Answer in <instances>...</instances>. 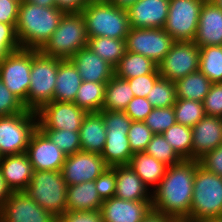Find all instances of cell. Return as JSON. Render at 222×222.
<instances>
[{
	"label": "cell",
	"mask_w": 222,
	"mask_h": 222,
	"mask_svg": "<svg viewBox=\"0 0 222 222\" xmlns=\"http://www.w3.org/2000/svg\"><path fill=\"white\" fill-rule=\"evenodd\" d=\"M199 164L198 160L183 159L168 166L164 177L152 191V210L185 221L190 214L194 175Z\"/></svg>",
	"instance_id": "obj_1"
},
{
	"label": "cell",
	"mask_w": 222,
	"mask_h": 222,
	"mask_svg": "<svg viewBox=\"0 0 222 222\" xmlns=\"http://www.w3.org/2000/svg\"><path fill=\"white\" fill-rule=\"evenodd\" d=\"M65 14L57 7L20 2L15 32L21 48L40 50L50 39Z\"/></svg>",
	"instance_id": "obj_2"
},
{
	"label": "cell",
	"mask_w": 222,
	"mask_h": 222,
	"mask_svg": "<svg viewBox=\"0 0 222 222\" xmlns=\"http://www.w3.org/2000/svg\"><path fill=\"white\" fill-rule=\"evenodd\" d=\"M222 215V177L200 164L194 175L190 214L184 222H206Z\"/></svg>",
	"instance_id": "obj_3"
},
{
	"label": "cell",
	"mask_w": 222,
	"mask_h": 222,
	"mask_svg": "<svg viewBox=\"0 0 222 222\" xmlns=\"http://www.w3.org/2000/svg\"><path fill=\"white\" fill-rule=\"evenodd\" d=\"M81 14L88 37L126 39L129 33L127 10L110 2L88 3Z\"/></svg>",
	"instance_id": "obj_4"
},
{
	"label": "cell",
	"mask_w": 222,
	"mask_h": 222,
	"mask_svg": "<svg viewBox=\"0 0 222 222\" xmlns=\"http://www.w3.org/2000/svg\"><path fill=\"white\" fill-rule=\"evenodd\" d=\"M88 39L83 15L65 13L57 29L39 51L45 56L66 60L86 47Z\"/></svg>",
	"instance_id": "obj_5"
},
{
	"label": "cell",
	"mask_w": 222,
	"mask_h": 222,
	"mask_svg": "<svg viewBox=\"0 0 222 222\" xmlns=\"http://www.w3.org/2000/svg\"><path fill=\"white\" fill-rule=\"evenodd\" d=\"M59 58L49 57L32 49V67L27 93V110L37 112L53 101Z\"/></svg>",
	"instance_id": "obj_6"
},
{
	"label": "cell",
	"mask_w": 222,
	"mask_h": 222,
	"mask_svg": "<svg viewBox=\"0 0 222 222\" xmlns=\"http://www.w3.org/2000/svg\"><path fill=\"white\" fill-rule=\"evenodd\" d=\"M24 191L56 218L67 210V184L60 171H34Z\"/></svg>",
	"instance_id": "obj_7"
},
{
	"label": "cell",
	"mask_w": 222,
	"mask_h": 222,
	"mask_svg": "<svg viewBox=\"0 0 222 222\" xmlns=\"http://www.w3.org/2000/svg\"><path fill=\"white\" fill-rule=\"evenodd\" d=\"M37 127L35 111L26 110L0 117V156L26 153L30 138Z\"/></svg>",
	"instance_id": "obj_8"
},
{
	"label": "cell",
	"mask_w": 222,
	"mask_h": 222,
	"mask_svg": "<svg viewBox=\"0 0 222 222\" xmlns=\"http://www.w3.org/2000/svg\"><path fill=\"white\" fill-rule=\"evenodd\" d=\"M32 67V49L20 48L0 63V79L27 109V93Z\"/></svg>",
	"instance_id": "obj_9"
},
{
	"label": "cell",
	"mask_w": 222,
	"mask_h": 222,
	"mask_svg": "<svg viewBox=\"0 0 222 222\" xmlns=\"http://www.w3.org/2000/svg\"><path fill=\"white\" fill-rule=\"evenodd\" d=\"M205 0H170L164 30L175 41H193Z\"/></svg>",
	"instance_id": "obj_10"
},
{
	"label": "cell",
	"mask_w": 222,
	"mask_h": 222,
	"mask_svg": "<svg viewBox=\"0 0 222 222\" xmlns=\"http://www.w3.org/2000/svg\"><path fill=\"white\" fill-rule=\"evenodd\" d=\"M200 47L193 41H175L164 59L157 64L162 78L175 82L199 70Z\"/></svg>",
	"instance_id": "obj_11"
},
{
	"label": "cell",
	"mask_w": 222,
	"mask_h": 222,
	"mask_svg": "<svg viewBox=\"0 0 222 222\" xmlns=\"http://www.w3.org/2000/svg\"><path fill=\"white\" fill-rule=\"evenodd\" d=\"M126 51L141 54L159 64L175 40L163 28H130Z\"/></svg>",
	"instance_id": "obj_12"
},
{
	"label": "cell",
	"mask_w": 222,
	"mask_h": 222,
	"mask_svg": "<svg viewBox=\"0 0 222 222\" xmlns=\"http://www.w3.org/2000/svg\"><path fill=\"white\" fill-rule=\"evenodd\" d=\"M40 130L80 131L87 112L74 102L52 101L44 104L37 112Z\"/></svg>",
	"instance_id": "obj_13"
},
{
	"label": "cell",
	"mask_w": 222,
	"mask_h": 222,
	"mask_svg": "<svg viewBox=\"0 0 222 222\" xmlns=\"http://www.w3.org/2000/svg\"><path fill=\"white\" fill-rule=\"evenodd\" d=\"M0 222H57V218L25 191H12L0 209Z\"/></svg>",
	"instance_id": "obj_14"
},
{
	"label": "cell",
	"mask_w": 222,
	"mask_h": 222,
	"mask_svg": "<svg viewBox=\"0 0 222 222\" xmlns=\"http://www.w3.org/2000/svg\"><path fill=\"white\" fill-rule=\"evenodd\" d=\"M108 167L100 154L79 151L66 156L60 172L67 186H72L94 181Z\"/></svg>",
	"instance_id": "obj_15"
},
{
	"label": "cell",
	"mask_w": 222,
	"mask_h": 222,
	"mask_svg": "<svg viewBox=\"0 0 222 222\" xmlns=\"http://www.w3.org/2000/svg\"><path fill=\"white\" fill-rule=\"evenodd\" d=\"M26 154L34 171H61L67 156L38 127L30 138Z\"/></svg>",
	"instance_id": "obj_16"
},
{
	"label": "cell",
	"mask_w": 222,
	"mask_h": 222,
	"mask_svg": "<svg viewBox=\"0 0 222 222\" xmlns=\"http://www.w3.org/2000/svg\"><path fill=\"white\" fill-rule=\"evenodd\" d=\"M100 210L104 222H142L152 211V200L129 201L113 196L103 201Z\"/></svg>",
	"instance_id": "obj_17"
},
{
	"label": "cell",
	"mask_w": 222,
	"mask_h": 222,
	"mask_svg": "<svg viewBox=\"0 0 222 222\" xmlns=\"http://www.w3.org/2000/svg\"><path fill=\"white\" fill-rule=\"evenodd\" d=\"M170 0H138L128 7L130 28H164Z\"/></svg>",
	"instance_id": "obj_18"
},
{
	"label": "cell",
	"mask_w": 222,
	"mask_h": 222,
	"mask_svg": "<svg viewBox=\"0 0 222 222\" xmlns=\"http://www.w3.org/2000/svg\"><path fill=\"white\" fill-rule=\"evenodd\" d=\"M222 143V118L205 115L192 127V160H199Z\"/></svg>",
	"instance_id": "obj_19"
},
{
	"label": "cell",
	"mask_w": 222,
	"mask_h": 222,
	"mask_svg": "<svg viewBox=\"0 0 222 222\" xmlns=\"http://www.w3.org/2000/svg\"><path fill=\"white\" fill-rule=\"evenodd\" d=\"M193 42L200 48L222 45V9L210 0L202 5Z\"/></svg>",
	"instance_id": "obj_20"
},
{
	"label": "cell",
	"mask_w": 222,
	"mask_h": 222,
	"mask_svg": "<svg viewBox=\"0 0 222 222\" xmlns=\"http://www.w3.org/2000/svg\"><path fill=\"white\" fill-rule=\"evenodd\" d=\"M70 60L76 66L82 81L107 83L115 75V68L87 46L75 53Z\"/></svg>",
	"instance_id": "obj_21"
},
{
	"label": "cell",
	"mask_w": 222,
	"mask_h": 222,
	"mask_svg": "<svg viewBox=\"0 0 222 222\" xmlns=\"http://www.w3.org/2000/svg\"><path fill=\"white\" fill-rule=\"evenodd\" d=\"M0 171L11 191H24L29 186L34 172L26 153L2 156Z\"/></svg>",
	"instance_id": "obj_22"
},
{
	"label": "cell",
	"mask_w": 222,
	"mask_h": 222,
	"mask_svg": "<svg viewBox=\"0 0 222 222\" xmlns=\"http://www.w3.org/2000/svg\"><path fill=\"white\" fill-rule=\"evenodd\" d=\"M115 168V197L129 201L152 200L151 190L129 165L113 166Z\"/></svg>",
	"instance_id": "obj_23"
},
{
	"label": "cell",
	"mask_w": 222,
	"mask_h": 222,
	"mask_svg": "<svg viewBox=\"0 0 222 222\" xmlns=\"http://www.w3.org/2000/svg\"><path fill=\"white\" fill-rule=\"evenodd\" d=\"M81 151L101 154L107 130L100 112L87 113L80 127Z\"/></svg>",
	"instance_id": "obj_24"
},
{
	"label": "cell",
	"mask_w": 222,
	"mask_h": 222,
	"mask_svg": "<svg viewBox=\"0 0 222 222\" xmlns=\"http://www.w3.org/2000/svg\"><path fill=\"white\" fill-rule=\"evenodd\" d=\"M82 79L70 59H59L53 101L74 102Z\"/></svg>",
	"instance_id": "obj_25"
},
{
	"label": "cell",
	"mask_w": 222,
	"mask_h": 222,
	"mask_svg": "<svg viewBox=\"0 0 222 222\" xmlns=\"http://www.w3.org/2000/svg\"><path fill=\"white\" fill-rule=\"evenodd\" d=\"M67 210L92 211L100 210L103 200L96 190L94 181L67 186Z\"/></svg>",
	"instance_id": "obj_26"
},
{
	"label": "cell",
	"mask_w": 222,
	"mask_h": 222,
	"mask_svg": "<svg viewBox=\"0 0 222 222\" xmlns=\"http://www.w3.org/2000/svg\"><path fill=\"white\" fill-rule=\"evenodd\" d=\"M129 166L151 192L158 186L168 167L145 152L134 153Z\"/></svg>",
	"instance_id": "obj_27"
},
{
	"label": "cell",
	"mask_w": 222,
	"mask_h": 222,
	"mask_svg": "<svg viewBox=\"0 0 222 222\" xmlns=\"http://www.w3.org/2000/svg\"><path fill=\"white\" fill-rule=\"evenodd\" d=\"M100 155L109 167L129 165L133 153L127 133H107Z\"/></svg>",
	"instance_id": "obj_28"
},
{
	"label": "cell",
	"mask_w": 222,
	"mask_h": 222,
	"mask_svg": "<svg viewBox=\"0 0 222 222\" xmlns=\"http://www.w3.org/2000/svg\"><path fill=\"white\" fill-rule=\"evenodd\" d=\"M114 68L115 75L126 80L146 74H159L158 65L153 60L130 51L125 52Z\"/></svg>",
	"instance_id": "obj_29"
},
{
	"label": "cell",
	"mask_w": 222,
	"mask_h": 222,
	"mask_svg": "<svg viewBox=\"0 0 222 222\" xmlns=\"http://www.w3.org/2000/svg\"><path fill=\"white\" fill-rule=\"evenodd\" d=\"M174 84L176 98L203 102L213 83L198 70L175 81Z\"/></svg>",
	"instance_id": "obj_30"
},
{
	"label": "cell",
	"mask_w": 222,
	"mask_h": 222,
	"mask_svg": "<svg viewBox=\"0 0 222 222\" xmlns=\"http://www.w3.org/2000/svg\"><path fill=\"white\" fill-rule=\"evenodd\" d=\"M134 98V94L128 80L114 75L105 87L102 110L123 111Z\"/></svg>",
	"instance_id": "obj_31"
},
{
	"label": "cell",
	"mask_w": 222,
	"mask_h": 222,
	"mask_svg": "<svg viewBox=\"0 0 222 222\" xmlns=\"http://www.w3.org/2000/svg\"><path fill=\"white\" fill-rule=\"evenodd\" d=\"M87 47L115 67L126 52V40L109 37H88Z\"/></svg>",
	"instance_id": "obj_32"
},
{
	"label": "cell",
	"mask_w": 222,
	"mask_h": 222,
	"mask_svg": "<svg viewBox=\"0 0 222 222\" xmlns=\"http://www.w3.org/2000/svg\"><path fill=\"white\" fill-rule=\"evenodd\" d=\"M106 83L82 81L74 103L87 113L100 112L104 101Z\"/></svg>",
	"instance_id": "obj_33"
},
{
	"label": "cell",
	"mask_w": 222,
	"mask_h": 222,
	"mask_svg": "<svg viewBox=\"0 0 222 222\" xmlns=\"http://www.w3.org/2000/svg\"><path fill=\"white\" fill-rule=\"evenodd\" d=\"M199 70L212 82H222V45L200 48Z\"/></svg>",
	"instance_id": "obj_34"
},
{
	"label": "cell",
	"mask_w": 222,
	"mask_h": 222,
	"mask_svg": "<svg viewBox=\"0 0 222 222\" xmlns=\"http://www.w3.org/2000/svg\"><path fill=\"white\" fill-rule=\"evenodd\" d=\"M182 159H192V128L175 123L162 133Z\"/></svg>",
	"instance_id": "obj_35"
},
{
	"label": "cell",
	"mask_w": 222,
	"mask_h": 222,
	"mask_svg": "<svg viewBox=\"0 0 222 222\" xmlns=\"http://www.w3.org/2000/svg\"><path fill=\"white\" fill-rule=\"evenodd\" d=\"M173 108L175 111L176 123L191 128L205 116L203 102L197 100L176 98Z\"/></svg>",
	"instance_id": "obj_36"
},
{
	"label": "cell",
	"mask_w": 222,
	"mask_h": 222,
	"mask_svg": "<svg viewBox=\"0 0 222 222\" xmlns=\"http://www.w3.org/2000/svg\"><path fill=\"white\" fill-rule=\"evenodd\" d=\"M146 98L153 108H168L174 106L176 102L174 82L160 76Z\"/></svg>",
	"instance_id": "obj_37"
},
{
	"label": "cell",
	"mask_w": 222,
	"mask_h": 222,
	"mask_svg": "<svg viewBox=\"0 0 222 222\" xmlns=\"http://www.w3.org/2000/svg\"><path fill=\"white\" fill-rule=\"evenodd\" d=\"M144 152L164 163L166 166H173L183 160L162 134H153Z\"/></svg>",
	"instance_id": "obj_38"
},
{
	"label": "cell",
	"mask_w": 222,
	"mask_h": 222,
	"mask_svg": "<svg viewBox=\"0 0 222 222\" xmlns=\"http://www.w3.org/2000/svg\"><path fill=\"white\" fill-rule=\"evenodd\" d=\"M66 155L81 151L80 133L71 130H41Z\"/></svg>",
	"instance_id": "obj_39"
},
{
	"label": "cell",
	"mask_w": 222,
	"mask_h": 222,
	"mask_svg": "<svg viewBox=\"0 0 222 222\" xmlns=\"http://www.w3.org/2000/svg\"><path fill=\"white\" fill-rule=\"evenodd\" d=\"M144 122L153 134H162L176 123L173 106L168 108H153Z\"/></svg>",
	"instance_id": "obj_40"
},
{
	"label": "cell",
	"mask_w": 222,
	"mask_h": 222,
	"mask_svg": "<svg viewBox=\"0 0 222 222\" xmlns=\"http://www.w3.org/2000/svg\"><path fill=\"white\" fill-rule=\"evenodd\" d=\"M152 136L153 132L144 121H132L127 133L132 153L144 152Z\"/></svg>",
	"instance_id": "obj_41"
},
{
	"label": "cell",
	"mask_w": 222,
	"mask_h": 222,
	"mask_svg": "<svg viewBox=\"0 0 222 222\" xmlns=\"http://www.w3.org/2000/svg\"><path fill=\"white\" fill-rule=\"evenodd\" d=\"M107 133H128L132 119L123 111L101 110Z\"/></svg>",
	"instance_id": "obj_42"
},
{
	"label": "cell",
	"mask_w": 222,
	"mask_h": 222,
	"mask_svg": "<svg viewBox=\"0 0 222 222\" xmlns=\"http://www.w3.org/2000/svg\"><path fill=\"white\" fill-rule=\"evenodd\" d=\"M24 104L11 93L0 79V117L25 112Z\"/></svg>",
	"instance_id": "obj_43"
},
{
	"label": "cell",
	"mask_w": 222,
	"mask_h": 222,
	"mask_svg": "<svg viewBox=\"0 0 222 222\" xmlns=\"http://www.w3.org/2000/svg\"><path fill=\"white\" fill-rule=\"evenodd\" d=\"M20 48L15 28L10 24L0 22V63L9 53Z\"/></svg>",
	"instance_id": "obj_44"
},
{
	"label": "cell",
	"mask_w": 222,
	"mask_h": 222,
	"mask_svg": "<svg viewBox=\"0 0 222 222\" xmlns=\"http://www.w3.org/2000/svg\"><path fill=\"white\" fill-rule=\"evenodd\" d=\"M205 115L222 118V82L213 83L203 100Z\"/></svg>",
	"instance_id": "obj_45"
},
{
	"label": "cell",
	"mask_w": 222,
	"mask_h": 222,
	"mask_svg": "<svg viewBox=\"0 0 222 222\" xmlns=\"http://www.w3.org/2000/svg\"><path fill=\"white\" fill-rule=\"evenodd\" d=\"M94 184L100 198L103 201L113 197L116 191L115 168L108 167L99 177L94 180Z\"/></svg>",
	"instance_id": "obj_46"
},
{
	"label": "cell",
	"mask_w": 222,
	"mask_h": 222,
	"mask_svg": "<svg viewBox=\"0 0 222 222\" xmlns=\"http://www.w3.org/2000/svg\"><path fill=\"white\" fill-rule=\"evenodd\" d=\"M153 110L147 98L134 97L125 108L124 112L132 121H144L148 114Z\"/></svg>",
	"instance_id": "obj_47"
},
{
	"label": "cell",
	"mask_w": 222,
	"mask_h": 222,
	"mask_svg": "<svg viewBox=\"0 0 222 222\" xmlns=\"http://www.w3.org/2000/svg\"><path fill=\"white\" fill-rule=\"evenodd\" d=\"M159 77L160 74H146L127 80L130 84L134 97L146 98Z\"/></svg>",
	"instance_id": "obj_48"
},
{
	"label": "cell",
	"mask_w": 222,
	"mask_h": 222,
	"mask_svg": "<svg viewBox=\"0 0 222 222\" xmlns=\"http://www.w3.org/2000/svg\"><path fill=\"white\" fill-rule=\"evenodd\" d=\"M57 222H104L101 210L70 211L66 210L57 218Z\"/></svg>",
	"instance_id": "obj_49"
},
{
	"label": "cell",
	"mask_w": 222,
	"mask_h": 222,
	"mask_svg": "<svg viewBox=\"0 0 222 222\" xmlns=\"http://www.w3.org/2000/svg\"><path fill=\"white\" fill-rule=\"evenodd\" d=\"M198 161L206 170L222 177V143Z\"/></svg>",
	"instance_id": "obj_50"
},
{
	"label": "cell",
	"mask_w": 222,
	"mask_h": 222,
	"mask_svg": "<svg viewBox=\"0 0 222 222\" xmlns=\"http://www.w3.org/2000/svg\"><path fill=\"white\" fill-rule=\"evenodd\" d=\"M20 2L18 0H0V22L16 28Z\"/></svg>",
	"instance_id": "obj_51"
},
{
	"label": "cell",
	"mask_w": 222,
	"mask_h": 222,
	"mask_svg": "<svg viewBox=\"0 0 222 222\" xmlns=\"http://www.w3.org/2000/svg\"><path fill=\"white\" fill-rule=\"evenodd\" d=\"M56 7L65 13H81L87 6L85 0H55Z\"/></svg>",
	"instance_id": "obj_52"
},
{
	"label": "cell",
	"mask_w": 222,
	"mask_h": 222,
	"mask_svg": "<svg viewBox=\"0 0 222 222\" xmlns=\"http://www.w3.org/2000/svg\"><path fill=\"white\" fill-rule=\"evenodd\" d=\"M142 222H179L176 219L167 217L165 215L156 213L155 211H151L143 220Z\"/></svg>",
	"instance_id": "obj_53"
},
{
	"label": "cell",
	"mask_w": 222,
	"mask_h": 222,
	"mask_svg": "<svg viewBox=\"0 0 222 222\" xmlns=\"http://www.w3.org/2000/svg\"><path fill=\"white\" fill-rule=\"evenodd\" d=\"M10 188L6 185L5 180L2 176L0 171V209L3 207L4 202L9 198L11 195Z\"/></svg>",
	"instance_id": "obj_54"
},
{
	"label": "cell",
	"mask_w": 222,
	"mask_h": 222,
	"mask_svg": "<svg viewBox=\"0 0 222 222\" xmlns=\"http://www.w3.org/2000/svg\"><path fill=\"white\" fill-rule=\"evenodd\" d=\"M138 0H110L109 2L114 4L115 6L119 8L127 9L134 3H136Z\"/></svg>",
	"instance_id": "obj_55"
},
{
	"label": "cell",
	"mask_w": 222,
	"mask_h": 222,
	"mask_svg": "<svg viewBox=\"0 0 222 222\" xmlns=\"http://www.w3.org/2000/svg\"><path fill=\"white\" fill-rule=\"evenodd\" d=\"M26 1L41 7H56L55 0H26Z\"/></svg>",
	"instance_id": "obj_56"
},
{
	"label": "cell",
	"mask_w": 222,
	"mask_h": 222,
	"mask_svg": "<svg viewBox=\"0 0 222 222\" xmlns=\"http://www.w3.org/2000/svg\"><path fill=\"white\" fill-rule=\"evenodd\" d=\"M212 3H214L216 6H218L220 9H222V0H210Z\"/></svg>",
	"instance_id": "obj_57"
},
{
	"label": "cell",
	"mask_w": 222,
	"mask_h": 222,
	"mask_svg": "<svg viewBox=\"0 0 222 222\" xmlns=\"http://www.w3.org/2000/svg\"><path fill=\"white\" fill-rule=\"evenodd\" d=\"M88 3L109 2L110 0H85Z\"/></svg>",
	"instance_id": "obj_58"
},
{
	"label": "cell",
	"mask_w": 222,
	"mask_h": 222,
	"mask_svg": "<svg viewBox=\"0 0 222 222\" xmlns=\"http://www.w3.org/2000/svg\"><path fill=\"white\" fill-rule=\"evenodd\" d=\"M206 222H222V215L217 218L210 219Z\"/></svg>",
	"instance_id": "obj_59"
}]
</instances>
